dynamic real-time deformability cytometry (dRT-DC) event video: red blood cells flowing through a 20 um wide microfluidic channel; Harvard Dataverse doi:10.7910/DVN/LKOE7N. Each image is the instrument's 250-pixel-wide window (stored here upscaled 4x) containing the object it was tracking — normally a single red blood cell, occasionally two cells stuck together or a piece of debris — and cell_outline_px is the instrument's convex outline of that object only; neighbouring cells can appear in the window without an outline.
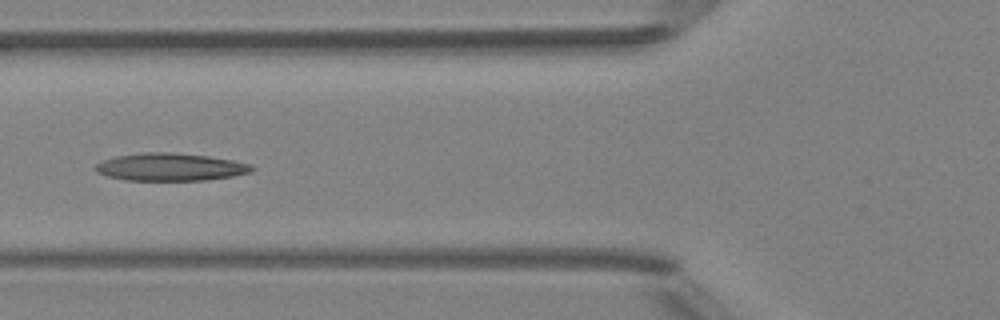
{"species": "Egyptian fruit bat (a non-hibernating species)", "species_latin": "Rousettus aegyptiacus", "temperature_condition": "room temperature", "stored_images_in_passage": 6, "camera_frame_rate_fps": 3000, "um_per_image_px": 0.085, "animal": {"sex": "female"}, "frame": {"image": 1, "passage_image": 5, "time_ms": 4.667, "image_size_px": [1000, 320], "cell_outline_px": [[256, 168], [252, 172], [232, 176], [204, 180], [124, 180], [108, 176], [96, 172], [92, 168], [100, 160], [116, 156], [140, 152], [172, 152], [208, 156], [232, 160], [252, 164]], "centroid_in_image_um": [14.45, 14.19], "position_along_channel_um": 111.4, "area_um2": 25.43}}